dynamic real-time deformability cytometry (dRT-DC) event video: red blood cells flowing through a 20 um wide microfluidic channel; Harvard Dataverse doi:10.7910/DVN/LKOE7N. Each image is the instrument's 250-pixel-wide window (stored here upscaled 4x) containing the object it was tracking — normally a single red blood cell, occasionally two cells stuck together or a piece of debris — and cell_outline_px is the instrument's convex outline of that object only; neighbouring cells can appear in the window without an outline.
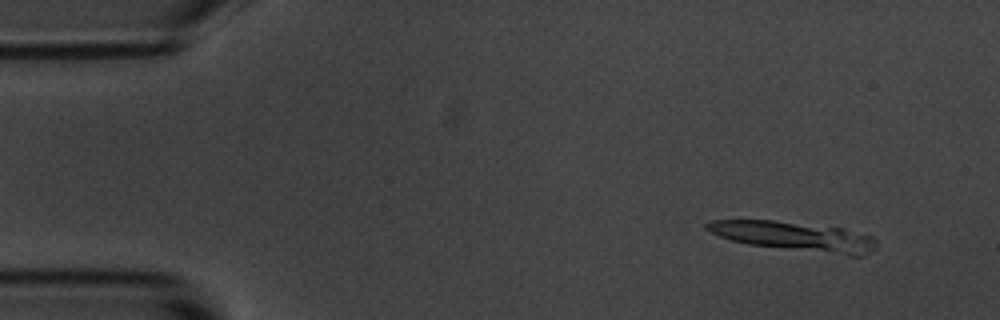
{"species": "common noctule bat (a hibernating species)", "species_latin": "Nyctalus noctula", "temperature_condition": "room temperature", "stored_images_in_passage": 4, "camera_frame_rate_fps": 3000, "um_per_image_px": 0.085, "animal": {"sex": "male", "body_mass_g": 20.1, "forearm_length_mm": 53.5}, "frame": {"image": 1, "passage_image": 1, "time_ms": 0.0, "image_size_px": [1000, 320], "cell_outline_px": [[876, 248], [864, 256], [848, 256], [748, 244], [732, 240], [720, 236], [704, 228], [704, 224], [708, 220], [772, 220], [844, 228], [872, 236], [876, 240]], "centroid_in_image_um": [67.56, 20.09], "position_along_channel_um": 17.4, "area_um2": 29.02}}